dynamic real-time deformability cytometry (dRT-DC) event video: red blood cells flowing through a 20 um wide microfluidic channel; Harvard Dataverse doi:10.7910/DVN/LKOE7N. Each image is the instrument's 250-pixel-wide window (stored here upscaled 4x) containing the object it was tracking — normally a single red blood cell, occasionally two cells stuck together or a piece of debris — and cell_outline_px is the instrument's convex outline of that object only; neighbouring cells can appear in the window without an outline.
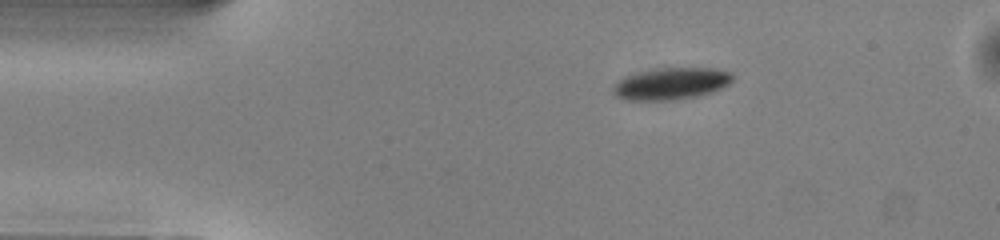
{"species": "common noctule bat (a hibernating species)", "species_latin": "Nyctalus noctula", "temperature_condition": "warm", "stored_images_in_passage": 43, "camera_frame_rate_fps": 3000, "um_per_image_px": 0.085, "animal": {"sex": "male", "body_mass_g": 13.0, "forearm_length_mm": 53.1}, "frame": {"image": 1, "passage_image": 1, "time_ms": 0.0, "image_size_px": [1000, 240], "cell_outline_px": [[732, 80], [728, 84], [712, 92], [696, 96], [676, 100], [628, 100], [616, 96], [612, 92], [612, 88], [620, 80], [628, 76], [640, 72], [664, 68], [712, 68], [732, 72]], "centroid_in_image_um": [57.07, 7.12], "position_along_channel_um": 27.9, "area_um2": 21.85}}
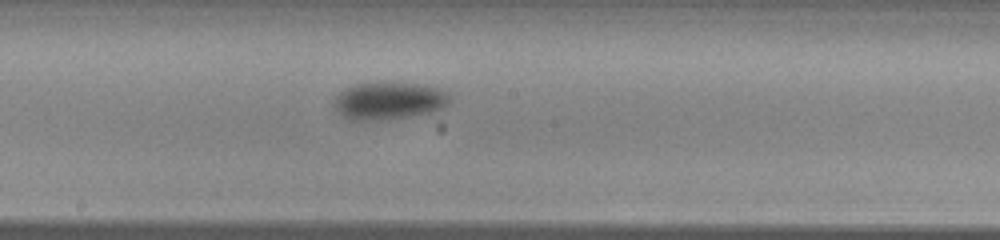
{"frame": {"image": 2, "passage_image": 19, "time_ms": 6.0, "image_size_px": [1000, 240], "cell_outline_px": [[452, 100], [444, 108], [432, 112], [388, 120], [352, 120], [344, 116], [336, 108], [336, 96], [340, 92], [356, 84], [416, 84], [440, 88], [448, 92], [452, 96]], "centroid_in_image_um": [33.16, 8.59], "position_along_channel_um": 215.0, "area_um2": 24.8}}
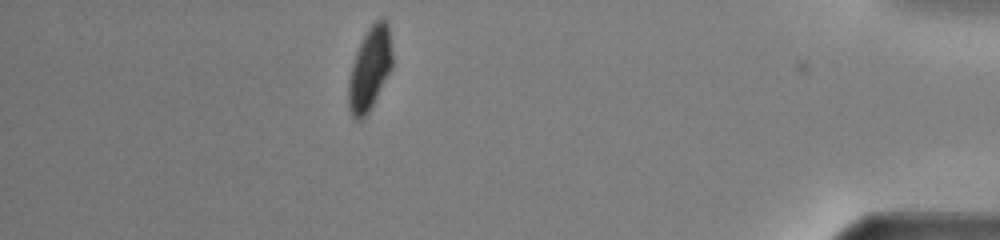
{"frame": {"image": 3, "passage_image": 37, "time_ms": 12.0, "image_size_px": [1000, 240], "cell_outline_px": [[392, 68], [372, 108], [364, 120], [356, 120], [352, 116], [348, 104], [348, 80], [352, 64], [356, 52], [368, 28], [380, 16], [384, 16], [388, 20], [392, 52]], "centroid_in_image_um": [31.45, 5.85], "position_along_channel_um": 403.8, "area_um2": 21.68}, "authors_computed_cell_mechanics": {"area_um2": 23.6402, "velocity_mm_per_s": 4.0228, "shape_relaxation_time_tau1_ms": 2.8602, "shape_relaxation_time_tau2_ms": 5.7914, "deformation_change_tau1": 0.1073, "deformation_change_tau2": 0.0676}}